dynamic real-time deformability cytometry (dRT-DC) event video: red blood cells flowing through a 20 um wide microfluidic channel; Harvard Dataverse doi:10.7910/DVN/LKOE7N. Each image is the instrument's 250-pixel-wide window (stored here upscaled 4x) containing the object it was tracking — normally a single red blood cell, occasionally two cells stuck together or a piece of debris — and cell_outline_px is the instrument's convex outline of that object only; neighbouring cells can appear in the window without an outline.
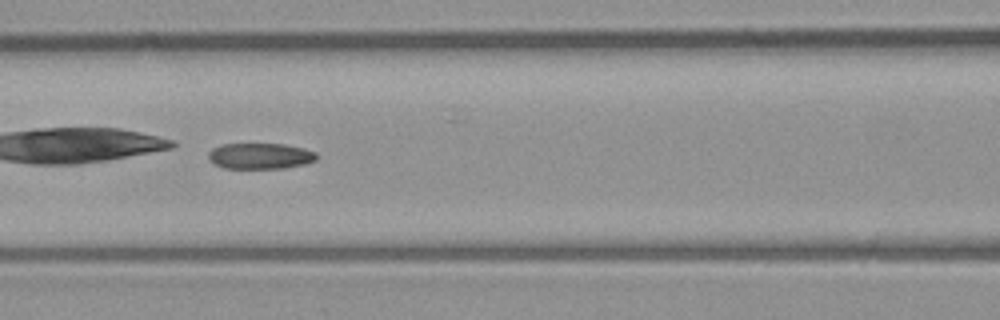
{"species": "common noctule bat (a hibernating species)", "species_latin": "Nyctalus noctula", "temperature_condition": "room temperature", "stored_images_in_passage": 9, "camera_frame_rate_fps": 3000, "um_per_image_px": 0.085, "animal": {"sex": "male", "body_mass_g": 23.1, "forearm_length_mm": 52.7}, "frame": {"image": 1, "passage_image": 6, "time_ms": 6.667, "image_size_px": [1000, 320], "cell_outline_px": [[316, 160], [304, 164], [284, 168], [224, 168], [212, 164], [208, 160], [208, 152], [212, 148], [220, 144], [284, 144], [316, 152]], "centroid_in_image_um": [22.04, 13.26], "position_along_channel_um": 144.6, "area_um2": 16.36}}
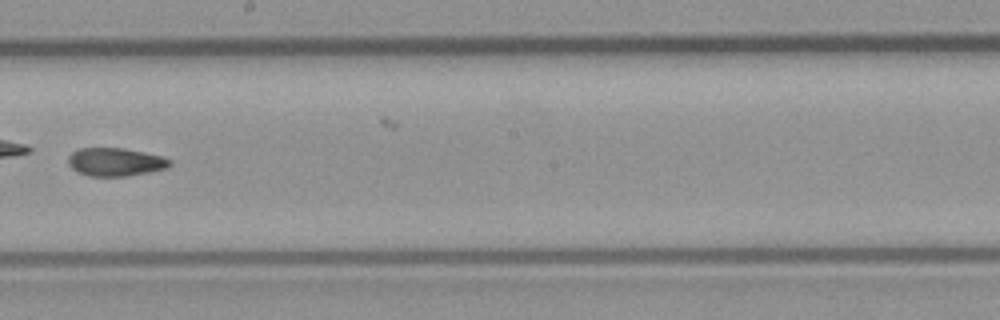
{"frame": {"image": 2, "passage_image": 8, "time_ms": 9.0, "image_size_px": [1000, 320], "cell_outline_px": [[172, 164], [168, 168], [128, 176], [88, 176], [76, 172], [68, 164], [68, 156], [72, 152], [80, 148], [124, 148], [144, 152], [160, 156], [172, 160]], "centroid_in_image_um": [9.8, 13.77], "position_along_channel_um": 238.4, "area_um2": 16.82}}
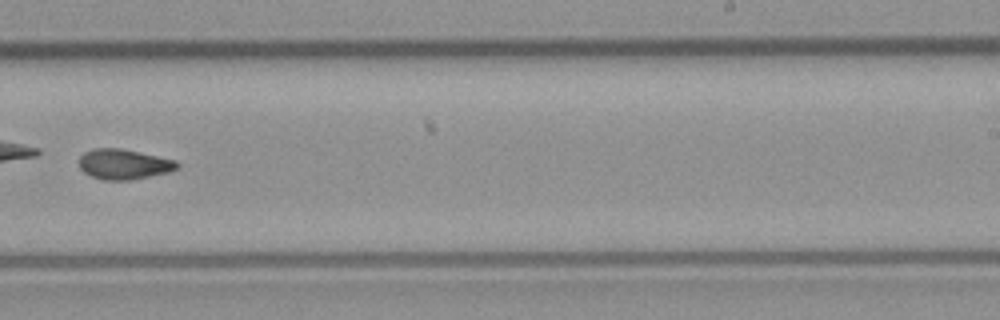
{"frame": {"image": 3, "passage_image": 9, "time_ms": 10.0, "image_size_px": [1000, 320], "cell_outline_px": [[180, 168], [168, 172], [128, 180], [104, 180], [92, 176], [84, 172], [80, 168], [80, 156], [84, 152], [96, 148], [120, 148], [176, 160], [180, 164]], "centroid_in_image_um": [10.54, 13.95], "position_along_channel_um": 278.5, "area_um2": 17.11}}